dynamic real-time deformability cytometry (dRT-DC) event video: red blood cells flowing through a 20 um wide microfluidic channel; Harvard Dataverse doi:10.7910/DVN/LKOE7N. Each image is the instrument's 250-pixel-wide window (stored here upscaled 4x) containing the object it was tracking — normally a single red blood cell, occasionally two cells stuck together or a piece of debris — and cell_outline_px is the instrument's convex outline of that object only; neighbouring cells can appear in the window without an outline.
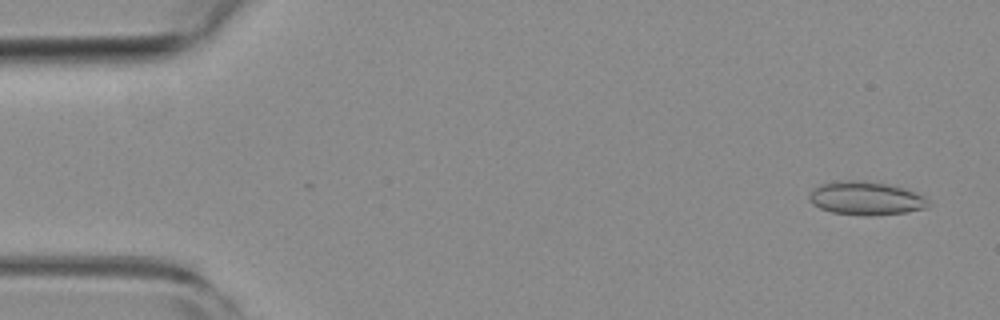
{"species": "common noctule bat (a hibernating species)", "species_latin": "Nyctalus noctula", "temperature_condition": "room temperature", "stored_images_in_passage": 11, "camera_frame_rate_fps": 3000, "um_per_image_px": 0.085, "animal": {"sex": "female", "body_mass_g": 19.3, "forearm_length_mm": 54.1}, "frame": {"image": 1, "passage_image": 2, "time_ms": 0.333, "image_size_px": [1000, 320], "cell_outline_px": [[932, 204], [928, 208], [908, 212], [868, 216], [864, 216], [832, 212], [820, 208], [812, 204], [808, 200], [808, 196], [812, 188], [820, 184], [836, 180], [864, 180], [888, 184], [904, 188], [924, 196]], "centroid_in_image_um": [73.59, 16.85], "position_along_channel_um": 11.4, "area_um2": 23.7}}